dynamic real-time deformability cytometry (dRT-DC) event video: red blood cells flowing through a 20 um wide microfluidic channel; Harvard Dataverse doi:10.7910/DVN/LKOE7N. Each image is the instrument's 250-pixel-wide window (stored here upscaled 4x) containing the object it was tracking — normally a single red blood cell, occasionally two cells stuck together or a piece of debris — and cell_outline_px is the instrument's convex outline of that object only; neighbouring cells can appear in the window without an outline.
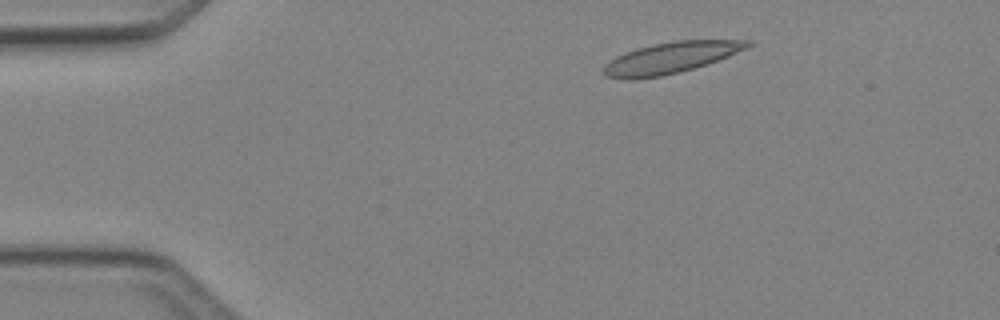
{"species": "Egyptian fruit bat (a non-hibernating species)", "species_latin": "Rousettus aegyptiacus", "temperature_condition": "cold", "stored_images_in_passage": 7, "camera_frame_rate_fps": 3000, "um_per_image_px": 0.085, "animal": {"sex": "female"}, "frame": {"image": 1, "passage_image": 2, "time_ms": 1.333, "image_size_px": [1000, 320], "cell_outline_px": [[752, 44], [748, 48], [728, 56], [680, 72], [660, 76], [632, 80], [624, 80], [604, 76], [600, 72], [604, 64], [616, 56], [636, 48], [652, 44], [676, 40], [752, 40]], "centroid_in_image_um": [56.93, 4.92], "position_along_channel_um": 28.1, "area_um2": 26.3}}
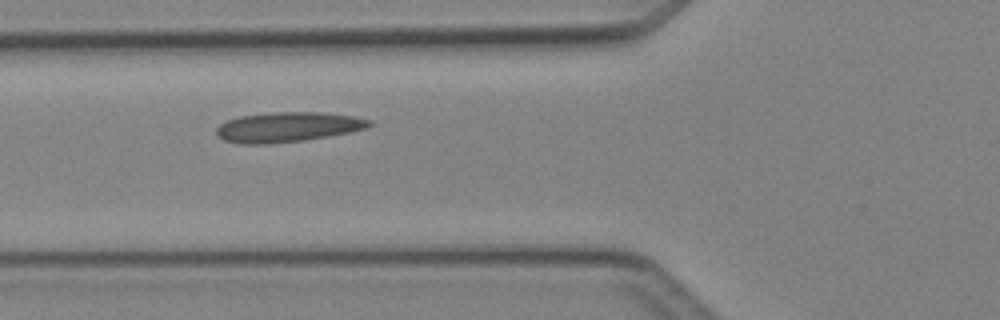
{"frame": {"image": 2, "passage_image": 5, "time_ms": 4.667, "image_size_px": [1000, 320], "cell_outline_px": [[372, 124], [368, 128], [352, 132], [304, 140], [272, 144], [240, 144], [224, 140], [216, 132], [216, 128], [220, 124], [228, 120], [240, 116], [272, 112], [320, 112], [352, 116], [372, 120]], "centroid_in_image_um": [24.48, 10.8], "position_along_channel_um": 101.3, "area_um2": 26.7}}
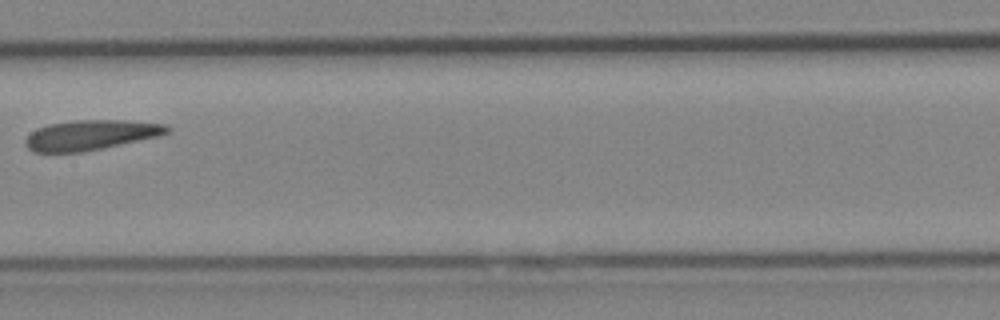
{"frame": {"image": 3, "passage_image": 7, "time_ms": 7.0, "image_size_px": [1000, 320], "cell_outline_px": [[172, 128], [168, 132], [156, 136], [100, 148], [80, 152], [32, 152], [24, 144], [24, 140], [36, 128], [48, 124], [76, 120], [124, 120], [164, 124]], "centroid_in_image_um": [7.64, 11.46], "position_along_channel_um": 199.8, "area_um2": 24.39}}